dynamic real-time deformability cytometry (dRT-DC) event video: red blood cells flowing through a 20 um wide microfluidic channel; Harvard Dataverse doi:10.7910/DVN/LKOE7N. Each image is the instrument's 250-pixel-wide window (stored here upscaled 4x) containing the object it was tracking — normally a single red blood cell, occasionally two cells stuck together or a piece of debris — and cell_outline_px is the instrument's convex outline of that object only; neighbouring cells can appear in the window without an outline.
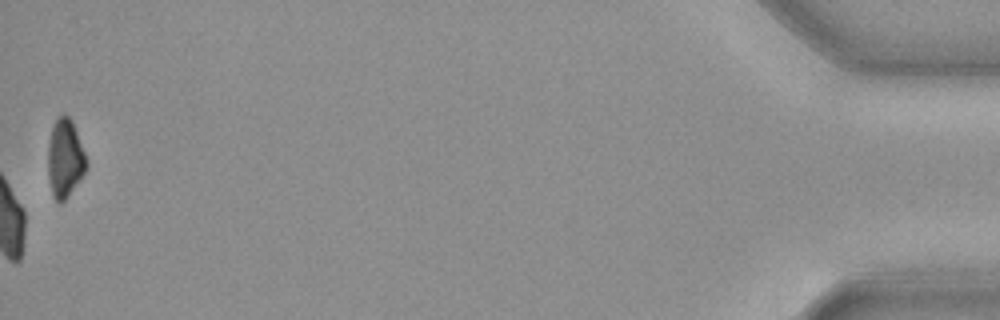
{"species": "common noctule bat (a hibernating species)", "species_latin": "Nyctalus noctula", "temperature_condition": "cold", "stored_images_in_passage": 57, "camera_frame_rate_fps": 3000, "um_per_image_px": 0.085, "animal": {"sex": "female", "body_mass_g": 19.3, "forearm_length_mm": 54.1}, "frame": {"image": 1, "passage_image": 57, "time_ms": 18.667, "image_size_px": [1000, 320], "cell_outline_px": [[88, 168], [80, 180], [64, 200], [60, 204], [52, 196], [48, 176], [48, 144], [52, 128], [56, 116], [64, 112], [72, 120], [88, 160]], "centroid_in_image_um": [5.53, 13.43], "position_along_channel_um": 429.7, "area_um2": 17.86}, "authors_computed_cell_mechanics": {"area_um2": 21.675, "velocity_mm_per_s": 3.6812, "shape_relaxation_time_tau1_ms": 3.6476, "shape_relaxation_time_tau2_ms": null, "deformation_change_tau1": 0.0892, "deformation_change_tau2": null}}